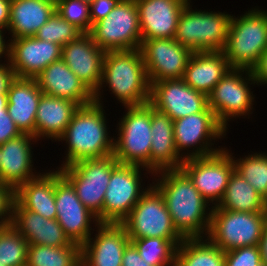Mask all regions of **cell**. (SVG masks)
Instances as JSON below:
<instances>
[{
  "mask_svg": "<svg viewBox=\"0 0 267 266\" xmlns=\"http://www.w3.org/2000/svg\"><path fill=\"white\" fill-rule=\"evenodd\" d=\"M139 50L150 83L183 78L193 53L174 38L142 40Z\"/></svg>",
  "mask_w": 267,
  "mask_h": 266,
  "instance_id": "2e32d148",
  "label": "cell"
},
{
  "mask_svg": "<svg viewBox=\"0 0 267 266\" xmlns=\"http://www.w3.org/2000/svg\"><path fill=\"white\" fill-rule=\"evenodd\" d=\"M11 224L29 245L62 247L72 243L56 219H48L25 209L15 198L12 203Z\"/></svg>",
  "mask_w": 267,
  "mask_h": 266,
  "instance_id": "603a6c76",
  "label": "cell"
},
{
  "mask_svg": "<svg viewBox=\"0 0 267 266\" xmlns=\"http://www.w3.org/2000/svg\"><path fill=\"white\" fill-rule=\"evenodd\" d=\"M150 84L149 104L167 114L173 121L203 112L208 107V96L191 88L182 78Z\"/></svg>",
  "mask_w": 267,
  "mask_h": 266,
  "instance_id": "e0dca14e",
  "label": "cell"
},
{
  "mask_svg": "<svg viewBox=\"0 0 267 266\" xmlns=\"http://www.w3.org/2000/svg\"><path fill=\"white\" fill-rule=\"evenodd\" d=\"M218 207L230 211L265 212L263 196L236 170L230 176L226 192Z\"/></svg>",
  "mask_w": 267,
  "mask_h": 266,
  "instance_id": "1f68e13d",
  "label": "cell"
},
{
  "mask_svg": "<svg viewBox=\"0 0 267 266\" xmlns=\"http://www.w3.org/2000/svg\"><path fill=\"white\" fill-rule=\"evenodd\" d=\"M143 169V170H142ZM144 175L154 174L148 169L129 164H119L111 173L103 202V223H122L135 204L152 185L143 183ZM151 174V175H150Z\"/></svg>",
  "mask_w": 267,
  "mask_h": 266,
  "instance_id": "8fae6325",
  "label": "cell"
},
{
  "mask_svg": "<svg viewBox=\"0 0 267 266\" xmlns=\"http://www.w3.org/2000/svg\"><path fill=\"white\" fill-rule=\"evenodd\" d=\"M15 78L9 63L0 65V94H7L10 82Z\"/></svg>",
  "mask_w": 267,
  "mask_h": 266,
  "instance_id": "f6af8a7d",
  "label": "cell"
},
{
  "mask_svg": "<svg viewBox=\"0 0 267 266\" xmlns=\"http://www.w3.org/2000/svg\"><path fill=\"white\" fill-rule=\"evenodd\" d=\"M11 0H0V29L7 31L9 28Z\"/></svg>",
  "mask_w": 267,
  "mask_h": 266,
  "instance_id": "bcb514c9",
  "label": "cell"
},
{
  "mask_svg": "<svg viewBox=\"0 0 267 266\" xmlns=\"http://www.w3.org/2000/svg\"><path fill=\"white\" fill-rule=\"evenodd\" d=\"M22 134L7 111H0V144Z\"/></svg>",
  "mask_w": 267,
  "mask_h": 266,
  "instance_id": "b9f144b4",
  "label": "cell"
},
{
  "mask_svg": "<svg viewBox=\"0 0 267 266\" xmlns=\"http://www.w3.org/2000/svg\"><path fill=\"white\" fill-rule=\"evenodd\" d=\"M44 1H47V2H50L54 5H57V3L60 1V0H44Z\"/></svg>",
  "mask_w": 267,
  "mask_h": 266,
  "instance_id": "816d5d0a",
  "label": "cell"
},
{
  "mask_svg": "<svg viewBox=\"0 0 267 266\" xmlns=\"http://www.w3.org/2000/svg\"><path fill=\"white\" fill-rule=\"evenodd\" d=\"M14 198L25 209L48 219H56L55 169L21 184L14 191Z\"/></svg>",
  "mask_w": 267,
  "mask_h": 266,
  "instance_id": "f546056e",
  "label": "cell"
},
{
  "mask_svg": "<svg viewBox=\"0 0 267 266\" xmlns=\"http://www.w3.org/2000/svg\"><path fill=\"white\" fill-rule=\"evenodd\" d=\"M38 140L30 134L19 136L0 144V176L2 184L10 186L14 191L23 183L38 177L33 164L32 144ZM34 167V168H33ZM34 171V172H33Z\"/></svg>",
  "mask_w": 267,
  "mask_h": 266,
  "instance_id": "ffe728a7",
  "label": "cell"
},
{
  "mask_svg": "<svg viewBox=\"0 0 267 266\" xmlns=\"http://www.w3.org/2000/svg\"><path fill=\"white\" fill-rule=\"evenodd\" d=\"M259 246H260V250H261L262 263L265 266H267V221H266L264 229H263V233H262V237H261Z\"/></svg>",
  "mask_w": 267,
  "mask_h": 266,
  "instance_id": "c3c4849f",
  "label": "cell"
},
{
  "mask_svg": "<svg viewBox=\"0 0 267 266\" xmlns=\"http://www.w3.org/2000/svg\"><path fill=\"white\" fill-rule=\"evenodd\" d=\"M104 106L96 102L80 106L62 136L57 140L66 145L65 161L67 167L84 159L103 158L113 155L114 137H110ZM109 130V131H108Z\"/></svg>",
  "mask_w": 267,
  "mask_h": 266,
  "instance_id": "3957f363",
  "label": "cell"
},
{
  "mask_svg": "<svg viewBox=\"0 0 267 266\" xmlns=\"http://www.w3.org/2000/svg\"><path fill=\"white\" fill-rule=\"evenodd\" d=\"M267 221L265 212H243L212 207L207 237L222 251L260 244Z\"/></svg>",
  "mask_w": 267,
  "mask_h": 266,
  "instance_id": "52a82bcc",
  "label": "cell"
},
{
  "mask_svg": "<svg viewBox=\"0 0 267 266\" xmlns=\"http://www.w3.org/2000/svg\"><path fill=\"white\" fill-rule=\"evenodd\" d=\"M13 201L14 190L6 184H0V224L2 226L11 223Z\"/></svg>",
  "mask_w": 267,
  "mask_h": 266,
  "instance_id": "ab89813d",
  "label": "cell"
},
{
  "mask_svg": "<svg viewBox=\"0 0 267 266\" xmlns=\"http://www.w3.org/2000/svg\"><path fill=\"white\" fill-rule=\"evenodd\" d=\"M240 15L232 14L223 52L232 68L251 70L267 49V10L255 6Z\"/></svg>",
  "mask_w": 267,
  "mask_h": 266,
  "instance_id": "277c9868",
  "label": "cell"
},
{
  "mask_svg": "<svg viewBox=\"0 0 267 266\" xmlns=\"http://www.w3.org/2000/svg\"><path fill=\"white\" fill-rule=\"evenodd\" d=\"M83 2L92 3L94 0H82Z\"/></svg>",
  "mask_w": 267,
  "mask_h": 266,
  "instance_id": "f5cc1de1",
  "label": "cell"
},
{
  "mask_svg": "<svg viewBox=\"0 0 267 266\" xmlns=\"http://www.w3.org/2000/svg\"><path fill=\"white\" fill-rule=\"evenodd\" d=\"M258 86H267V49L261 54L257 64L251 69Z\"/></svg>",
  "mask_w": 267,
  "mask_h": 266,
  "instance_id": "ee69618b",
  "label": "cell"
},
{
  "mask_svg": "<svg viewBox=\"0 0 267 266\" xmlns=\"http://www.w3.org/2000/svg\"><path fill=\"white\" fill-rule=\"evenodd\" d=\"M6 32L7 31L0 29V65L9 63V60H10V40L9 39L6 40L7 37L4 39V36H5ZM3 57H5L4 58L5 59L4 62H2V58Z\"/></svg>",
  "mask_w": 267,
  "mask_h": 266,
  "instance_id": "7dc6e473",
  "label": "cell"
},
{
  "mask_svg": "<svg viewBox=\"0 0 267 266\" xmlns=\"http://www.w3.org/2000/svg\"><path fill=\"white\" fill-rule=\"evenodd\" d=\"M56 12L83 33H90L93 25L90 18V4L82 0H60Z\"/></svg>",
  "mask_w": 267,
  "mask_h": 266,
  "instance_id": "74e56055",
  "label": "cell"
},
{
  "mask_svg": "<svg viewBox=\"0 0 267 266\" xmlns=\"http://www.w3.org/2000/svg\"><path fill=\"white\" fill-rule=\"evenodd\" d=\"M253 153V154H252ZM245 157L232 159L235 170L262 196L267 193V152H252Z\"/></svg>",
  "mask_w": 267,
  "mask_h": 266,
  "instance_id": "d590c367",
  "label": "cell"
},
{
  "mask_svg": "<svg viewBox=\"0 0 267 266\" xmlns=\"http://www.w3.org/2000/svg\"><path fill=\"white\" fill-rule=\"evenodd\" d=\"M192 6L190 0L181 11L174 39L192 52L223 51L232 14Z\"/></svg>",
  "mask_w": 267,
  "mask_h": 266,
  "instance_id": "5b68a950",
  "label": "cell"
},
{
  "mask_svg": "<svg viewBox=\"0 0 267 266\" xmlns=\"http://www.w3.org/2000/svg\"><path fill=\"white\" fill-rule=\"evenodd\" d=\"M263 209L267 214V193L263 196Z\"/></svg>",
  "mask_w": 267,
  "mask_h": 266,
  "instance_id": "f907efd6",
  "label": "cell"
},
{
  "mask_svg": "<svg viewBox=\"0 0 267 266\" xmlns=\"http://www.w3.org/2000/svg\"><path fill=\"white\" fill-rule=\"evenodd\" d=\"M55 11L56 5L44 0H11L8 38L35 36Z\"/></svg>",
  "mask_w": 267,
  "mask_h": 266,
  "instance_id": "f1b7e54d",
  "label": "cell"
},
{
  "mask_svg": "<svg viewBox=\"0 0 267 266\" xmlns=\"http://www.w3.org/2000/svg\"><path fill=\"white\" fill-rule=\"evenodd\" d=\"M114 138L113 156L120 164L138 165L150 171L151 105L124 106Z\"/></svg>",
  "mask_w": 267,
  "mask_h": 266,
  "instance_id": "8992f818",
  "label": "cell"
},
{
  "mask_svg": "<svg viewBox=\"0 0 267 266\" xmlns=\"http://www.w3.org/2000/svg\"><path fill=\"white\" fill-rule=\"evenodd\" d=\"M80 105L67 99L42 95L35 118V138L57 141Z\"/></svg>",
  "mask_w": 267,
  "mask_h": 266,
  "instance_id": "83f0119b",
  "label": "cell"
},
{
  "mask_svg": "<svg viewBox=\"0 0 267 266\" xmlns=\"http://www.w3.org/2000/svg\"><path fill=\"white\" fill-rule=\"evenodd\" d=\"M250 85L258 86L251 70L231 68L208 95V107L226 130L229 121L242 116L249 119L254 112L255 95Z\"/></svg>",
  "mask_w": 267,
  "mask_h": 266,
  "instance_id": "9c48e42d",
  "label": "cell"
},
{
  "mask_svg": "<svg viewBox=\"0 0 267 266\" xmlns=\"http://www.w3.org/2000/svg\"><path fill=\"white\" fill-rule=\"evenodd\" d=\"M173 130L177 152L184 159L206 157L223 150V147L217 148L214 144L225 138L228 131L217 121L210 107L203 112L174 120Z\"/></svg>",
  "mask_w": 267,
  "mask_h": 266,
  "instance_id": "30bf717a",
  "label": "cell"
},
{
  "mask_svg": "<svg viewBox=\"0 0 267 266\" xmlns=\"http://www.w3.org/2000/svg\"><path fill=\"white\" fill-rule=\"evenodd\" d=\"M10 40L9 64L15 77L35 79L47 66L62 58V46L35 36Z\"/></svg>",
  "mask_w": 267,
  "mask_h": 266,
  "instance_id": "ac0fdd59",
  "label": "cell"
},
{
  "mask_svg": "<svg viewBox=\"0 0 267 266\" xmlns=\"http://www.w3.org/2000/svg\"><path fill=\"white\" fill-rule=\"evenodd\" d=\"M43 92L36 79L15 77L7 91V112L21 133L35 137V118Z\"/></svg>",
  "mask_w": 267,
  "mask_h": 266,
  "instance_id": "d4e9b609",
  "label": "cell"
},
{
  "mask_svg": "<svg viewBox=\"0 0 267 266\" xmlns=\"http://www.w3.org/2000/svg\"><path fill=\"white\" fill-rule=\"evenodd\" d=\"M262 264L260 246H246L225 251V266H259Z\"/></svg>",
  "mask_w": 267,
  "mask_h": 266,
  "instance_id": "f35d334b",
  "label": "cell"
},
{
  "mask_svg": "<svg viewBox=\"0 0 267 266\" xmlns=\"http://www.w3.org/2000/svg\"><path fill=\"white\" fill-rule=\"evenodd\" d=\"M7 94H0V111H7Z\"/></svg>",
  "mask_w": 267,
  "mask_h": 266,
  "instance_id": "681fc988",
  "label": "cell"
},
{
  "mask_svg": "<svg viewBox=\"0 0 267 266\" xmlns=\"http://www.w3.org/2000/svg\"><path fill=\"white\" fill-rule=\"evenodd\" d=\"M190 0H135L142 40L174 38L180 13Z\"/></svg>",
  "mask_w": 267,
  "mask_h": 266,
  "instance_id": "7402d4cb",
  "label": "cell"
},
{
  "mask_svg": "<svg viewBox=\"0 0 267 266\" xmlns=\"http://www.w3.org/2000/svg\"><path fill=\"white\" fill-rule=\"evenodd\" d=\"M122 266H152V265H149L140 257L138 250L130 242L124 249Z\"/></svg>",
  "mask_w": 267,
  "mask_h": 266,
  "instance_id": "7bdbcfd3",
  "label": "cell"
},
{
  "mask_svg": "<svg viewBox=\"0 0 267 266\" xmlns=\"http://www.w3.org/2000/svg\"><path fill=\"white\" fill-rule=\"evenodd\" d=\"M152 184L164 197L174 227L184 238L207 237L212 206L203 198L188 175L180 169L153 175Z\"/></svg>",
  "mask_w": 267,
  "mask_h": 266,
  "instance_id": "6da1fadb",
  "label": "cell"
},
{
  "mask_svg": "<svg viewBox=\"0 0 267 266\" xmlns=\"http://www.w3.org/2000/svg\"><path fill=\"white\" fill-rule=\"evenodd\" d=\"M121 0H94L90 3V18L92 25L109 16V13Z\"/></svg>",
  "mask_w": 267,
  "mask_h": 266,
  "instance_id": "60d3db41",
  "label": "cell"
},
{
  "mask_svg": "<svg viewBox=\"0 0 267 266\" xmlns=\"http://www.w3.org/2000/svg\"><path fill=\"white\" fill-rule=\"evenodd\" d=\"M181 169L203 198L215 207L224 197L235 164L230 150L224 146L223 150L213 155L185 159Z\"/></svg>",
  "mask_w": 267,
  "mask_h": 266,
  "instance_id": "5bb4252c",
  "label": "cell"
},
{
  "mask_svg": "<svg viewBox=\"0 0 267 266\" xmlns=\"http://www.w3.org/2000/svg\"><path fill=\"white\" fill-rule=\"evenodd\" d=\"M82 34L84 33L81 30L67 22L55 11L49 20L40 27L35 37L63 47L65 44L77 40Z\"/></svg>",
  "mask_w": 267,
  "mask_h": 266,
  "instance_id": "8d00e7d4",
  "label": "cell"
},
{
  "mask_svg": "<svg viewBox=\"0 0 267 266\" xmlns=\"http://www.w3.org/2000/svg\"><path fill=\"white\" fill-rule=\"evenodd\" d=\"M55 204L56 220L65 235L71 242L82 246L94 233H91L92 227L94 231L100 222L98 217L82 204L72 184L57 168L55 170Z\"/></svg>",
  "mask_w": 267,
  "mask_h": 266,
  "instance_id": "9a60e30c",
  "label": "cell"
},
{
  "mask_svg": "<svg viewBox=\"0 0 267 266\" xmlns=\"http://www.w3.org/2000/svg\"><path fill=\"white\" fill-rule=\"evenodd\" d=\"M35 79L44 95L67 99L80 106L94 102V94L62 59L51 63Z\"/></svg>",
  "mask_w": 267,
  "mask_h": 266,
  "instance_id": "cb8c5ba5",
  "label": "cell"
},
{
  "mask_svg": "<svg viewBox=\"0 0 267 266\" xmlns=\"http://www.w3.org/2000/svg\"><path fill=\"white\" fill-rule=\"evenodd\" d=\"M129 239L159 237L167 240H184L174 227L164 197L152 184L122 222Z\"/></svg>",
  "mask_w": 267,
  "mask_h": 266,
  "instance_id": "7c38bea8",
  "label": "cell"
},
{
  "mask_svg": "<svg viewBox=\"0 0 267 266\" xmlns=\"http://www.w3.org/2000/svg\"><path fill=\"white\" fill-rule=\"evenodd\" d=\"M105 51L98 47L89 33L62 47V60L94 94L102 80Z\"/></svg>",
  "mask_w": 267,
  "mask_h": 266,
  "instance_id": "44dd1931",
  "label": "cell"
},
{
  "mask_svg": "<svg viewBox=\"0 0 267 266\" xmlns=\"http://www.w3.org/2000/svg\"><path fill=\"white\" fill-rule=\"evenodd\" d=\"M150 171L180 169L185 160L178 152L174 141L173 120L151 106Z\"/></svg>",
  "mask_w": 267,
  "mask_h": 266,
  "instance_id": "484cf974",
  "label": "cell"
},
{
  "mask_svg": "<svg viewBox=\"0 0 267 266\" xmlns=\"http://www.w3.org/2000/svg\"><path fill=\"white\" fill-rule=\"evenodd\" d=\"M89 34L105 52L139 49L142 35L135 0H121L108 17L93 24Z\"/></svg>",
  "mask_w": 267,
  "mask_h": 266,
  "instance_id": "4fadbf2b",
  "label": "cell"
},
{
  "mask_svg": "<svg viewBox=\"0 0 267 266\" xmlns=\"http://www.w3.org/2000/svg\"><path fill=\"white\" fill-rule=\"evenodd\" d=\"M29 243L10 223L0 228V264L26 266Z\"/></svg>",
  "mask_w": 267,
  "mask_h": 266,
  "instance_id": "e575fe53",
  "label": "cell"
},
{
  "mask_svg": "<svg viewBox=\"0 0 267 266\" xmlns=\"http://www.w3.org/2000/svg\"><path fill=\"white\" fill-rule=\"evenodd\" d=\"M81 246L29 245L26 266H81Z\"/></svg>",
  "mask_w": 267,
  "mask_h": 266,
  "instance_id": "d6a6232c",
  "label": "cell"
},
{
  "mask_svg": "<svg viewBox=\"0 0 267 266\" xmlns=\"http://www.w3.org/2000/svg\"><path fill=\"white\" fill-rule=\"evenodd\" d=\"M122 106H141L149 103L151 84L139 49L105 52L102 80L94 93V102L104 105L103 87ZM102 98V99H101Z\"/></svg>",
  "mask_w": 267,
  "mask_h": 266,
  "instance_id": "7a4b0ae2",
  "label": "cell"
},
{
  "mask_svg": "<svg viewBox=\"0 0 267 266\" xmlns=\"http://www.w3.org/2000/svg\"><path fill=\"white\" fill-rule=\"evenodd\" d=\"M95 232L81 246V266H122L124 249L130 243L125 226L100 223Z\"/></svg>",
  "mask_w": 267,
  "mask_h": 266,
  "instance_id": "d6986e66",
  "label": "cell"
},
{
  "mask_svg": "<svg viewBox=\"0 0 267 266\" xmlns=\"http://www.w3.org/2000/svg\"><path fill=\"white\" fill-rule=\"evenodd\" d=\"M120 163L113 155L84 159L59 168L72 184L82 204L103 223V202L112 171Z\"/></svg>",
  "mask_w": 267,
  "mask_h": 266,
  "instance_id": "ba28073f",
  "label": "cell"
},
{
  "mask_svg": "<svg viewBox=\"0 0 267 266\" xmlns=\"http://www.w3.org/2000/svg\"><path fill=\"white\" fill-rule=\"evenodd\" d=\"M231 68L223 51L193 52L182 79L208 96Z\"/></svg>",
  "mask_w": 267,
  "mask_h": 266,
  "instance_id": "4316f807",
  "label": "cell"
},
{
  "mask_svg": "<svg viewBox=\"0 0 267 266\" xmlns=\"http://www.w3.org/2000/svg\"><path fill=\"white\" fill-rule=\"evenodd\" d=\"M182 241L159 237L130 239L140 257L152 266H175L177 247Z\"/></svg>",
  "mask_w": 267,
  "mask_h": 266,
  "instance_id": "836d02e7",
  "label": "cell"
},
{
  "mask_svg": "<svg viewBox=\"0 0 267 266\" xmlns=\"http://www.w3.org/2000/svg\"><path fill=\"white\" fill-rule=\"evenodd\" d=\"M175 266H225V251L208 237L185 238L177 247Z\"/></svg>",
  "mask_w": 267,
  "mask_h": 266,
  "instance_id": "4dcf8cb0",
  "label": "cell"
}]
</instances>
